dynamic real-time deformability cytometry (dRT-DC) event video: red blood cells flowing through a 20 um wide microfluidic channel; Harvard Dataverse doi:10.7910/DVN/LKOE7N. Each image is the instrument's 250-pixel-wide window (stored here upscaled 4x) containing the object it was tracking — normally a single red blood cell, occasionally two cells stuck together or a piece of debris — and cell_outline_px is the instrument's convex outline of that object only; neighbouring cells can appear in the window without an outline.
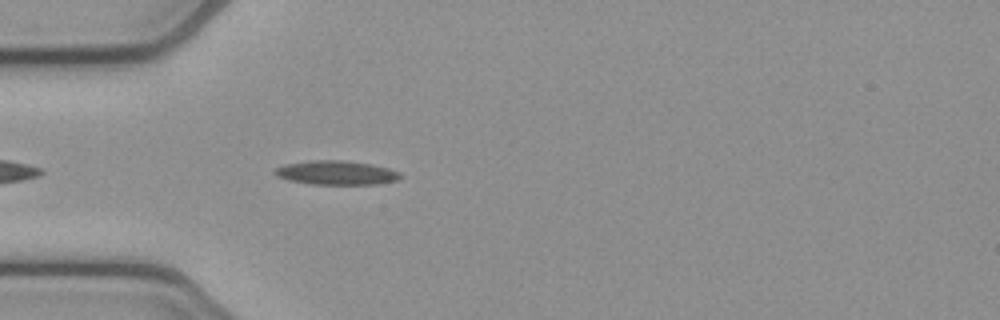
{"species": "common noctule bat (a hibernating species)", "species_latin": "Nyctalus noctula", "temperature_condition": "cold", "stored_images_in_passage": 41, "camera_frame_rate_fps": 3000, "um_per_image_px": 0.085, "animal": {"sex": "female", "body_mass_g": 21.9}, "frame": {"image": 1, "passage_image": 4, "time_ms": 1.0, "image_size_px": [1000, 320], "cell_outline_px": [[404, 176], [396, 180], [376, 184], [312, 184], [288, 180], [276, 176], [272, 172], [276, 168], [284, 164], [308, 160], [344, 160], [372, 164], [388, 168], [400, 172]], "centroid_in_image_um": [28.57, 14.67], "position_along_channel_um": 56.4, "area_um2": 17.74}}
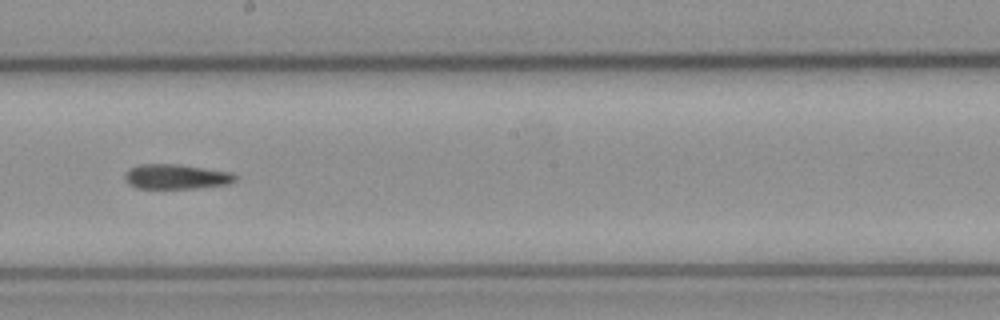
{"frame": {"image": 2, "passage_image": 18, "time_ms": 5.667, "image_size_px": [1000, 320], "cell_outline_px": [[240, 176], [236, 180], [228, 184], [196, 188], [136, 188], [128, 184], [124, 180], [124, 172], [128, 168], [140, 164], [176, 164], [232, 172]], "centroid_in_image_um": [14.96, 15.01], "position_along_channel_um": 233.2, "area_um2": 16.18}}
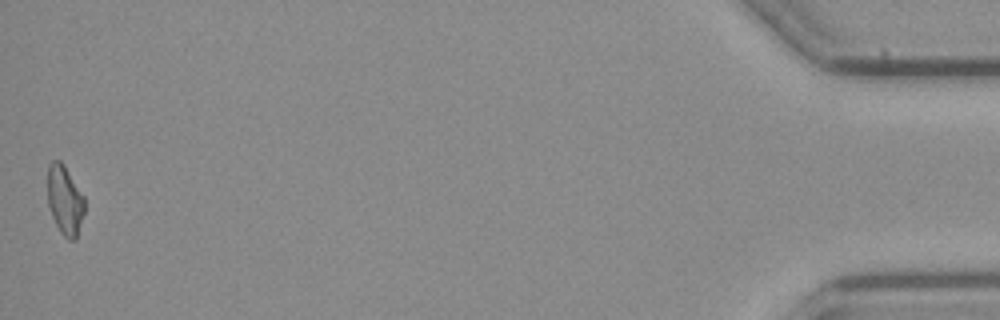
{"frame": {"image": 3, "passage_image": 41, "time_ms": 13.333, "image_size_px": [1000, 320], "cell_outline_px": [[84, 212], [76, 240], [68, 240], [60, 232], [52, 216], [48, 204], [48, 164], [52, 160], [60, 160], [64, 164], [84, 196]], "centroid_in_image_um": [5.51, 17.01], "position_along_channel_um": 429.7, "area_um2": 14.97}}